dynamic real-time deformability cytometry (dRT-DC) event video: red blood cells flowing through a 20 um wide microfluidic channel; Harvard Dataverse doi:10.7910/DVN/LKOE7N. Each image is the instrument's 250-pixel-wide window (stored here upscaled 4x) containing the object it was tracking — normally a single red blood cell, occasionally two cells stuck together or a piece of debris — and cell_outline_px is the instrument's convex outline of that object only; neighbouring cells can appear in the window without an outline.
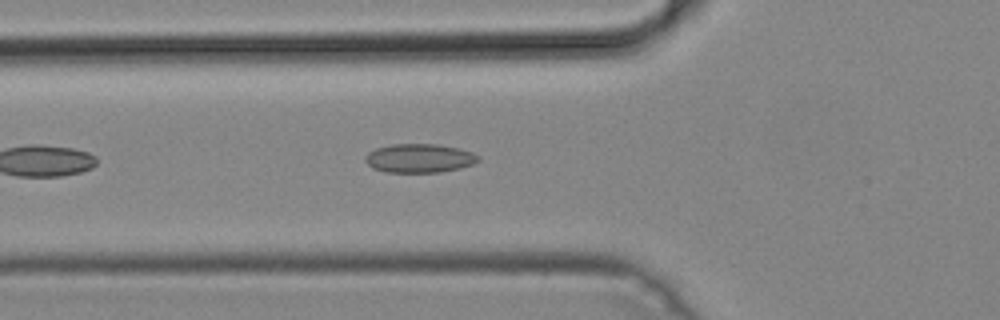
{"species": "common noctule bat (a hibernating species)", "species_latin": "Nyctalus noctula", "temperature_condition": "cold", "stored_images_in_passage": 8, "camera_frame_rate_fps": 3000, "um_per_image_px": 0.085, "animal": {"sex": "male", "body_mass_g": 19.2, "forearm_length_mm": 51.8}, "frame": {"image": 1, "passage_image": 2, "time_ms": 0.333, "image_size_px": [1000, 320], "cell_outline_px": [[480, 160], [472, 164], [460, 168], [440, 172], [384, 172], [372, 168], [364, 160], [364, 156], [368, 152], [376, 148], [392, 144], [440, 144], [460, 148], [472, 152], [480, 156]], "centroid_in_image_um": [35.64, 13.44], "position_along_channel_um": 90.2, "area_um2": 19.19}}
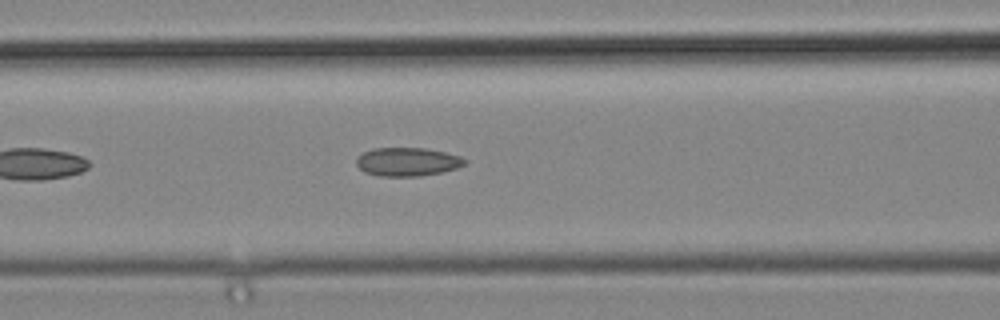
{"frame": {"image": 2, "passage_image": 5, "time_ms": 1.333, "image_size_px": [1000, 320], "cell_outline_px": [[468, 160], [464, 164], [456, 168], [440, 172], [420, 176], [380, 176], [364, 172], [356, 164], [356, 160], [364, 152], [372, 148], [424, 148], [444, 152], [460, 156]], "centroid_in_image_um": [34.62, 13.75], "position_along_channel_um": 132.0, "area_um2": 17.86}}